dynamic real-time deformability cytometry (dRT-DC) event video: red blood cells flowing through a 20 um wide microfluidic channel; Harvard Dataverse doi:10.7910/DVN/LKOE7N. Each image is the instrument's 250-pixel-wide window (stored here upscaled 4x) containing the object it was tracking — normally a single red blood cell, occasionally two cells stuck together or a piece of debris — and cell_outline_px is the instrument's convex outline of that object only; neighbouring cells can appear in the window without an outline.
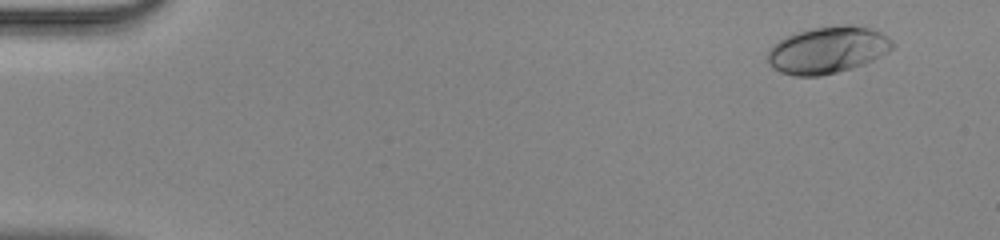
{"species": "human", "species_latin": "Homo sapiens", "temperature_condition": "room temperature", "stored_images_in_passage": 47, "camera_frame_rate_fps": 3000, "um_per_image_px": 0.085, "donor": {"sex": "male"}, "frame": {"image": 1, "passage_image": 3, "time_ms": 0.667, "image_size_px": [1000, 240], "cell_outline_px": [[872, 32], [848, 64], [844, 68], [832, 72], [812, 76], [804, 76], [784, 72], [776, 68], [772, 64], [772, 52], [784, 40], [792, 36], [804, 32], [824, 28], [860, 28]], "centroid_in_image_um": [69.61, 4.32], "position_along_channel_um": 15.4, "area_um2": 24.68}}
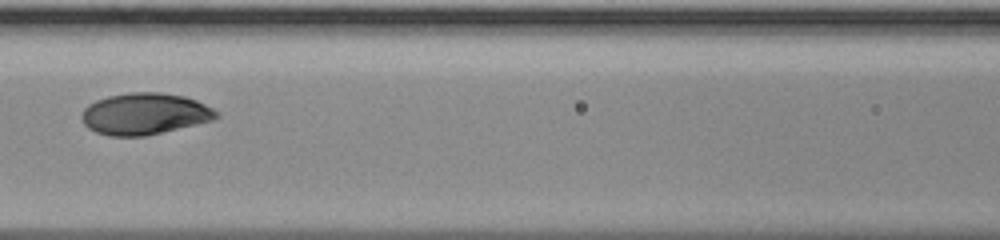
{"frame": {"image": 2, "passage_image": 22, "time_ms": 7.0, "image_size_px": [1000, 240], "cell_outline_px": [[216, 116], [204, 120], [156, 132], [136, 136], [116, 136], [100, 132], [92, 128], [84, 120], [84, 112], [92, 104], [100, 100], [112, 96], [180, 96], [192, 100], [216, 112]], "centroid_in_image_um": [12.22, 9.72], "position_along_channel_um": 154.4, "area_um2": 28.44}}
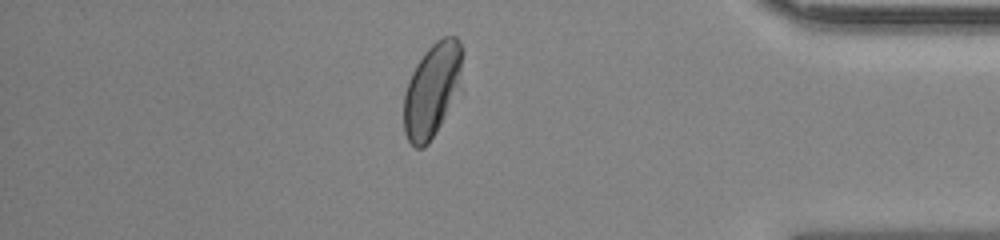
{"frame": {"image": 3, "passage_image": 41, "time_ms": 13.333, "image_size_px": [1000, 240], "cell_outline_px": [[460, 64], [440, 120], [432, 136], [420, 148], [416, 148], [408, 140], [404, 128], [404, 96], [408, 84], [420, 60], [440, 40], [448, 36], [452, 36], [460, 44]], "centroid_in_image_um": [36.58, 7.69], "position_along_channel_um": 398.6, "area_um2": 27.86}}